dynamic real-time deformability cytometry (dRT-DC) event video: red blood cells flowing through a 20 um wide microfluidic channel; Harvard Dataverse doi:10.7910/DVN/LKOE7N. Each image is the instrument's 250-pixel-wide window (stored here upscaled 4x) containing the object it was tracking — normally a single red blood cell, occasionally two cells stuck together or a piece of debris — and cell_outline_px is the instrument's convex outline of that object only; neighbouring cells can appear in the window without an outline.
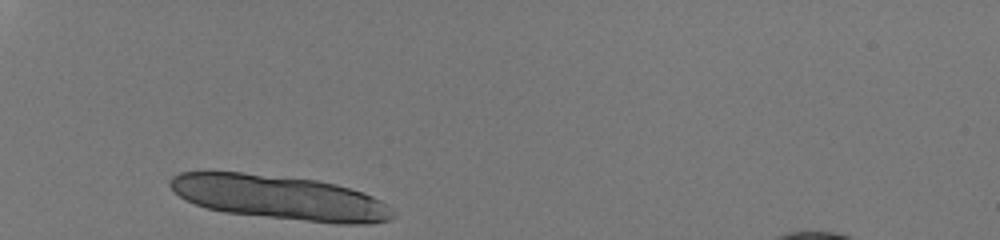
{"species": "human", "species_latin": "Homo sapiens", "temperature_condition": "room temperature", "stored_images_in_passage": 29, "camera_frame_rate_fps": 3000, "um_per_image_px": 0.085, "donor": {"sex": "male"}, "frame": {"image": 1, "passage_image": 1, "time_ms": 0.0, "image_size_px": [1000, 240], "cell_outline_px": [[396, 216], [388, 220], [372, 224], [336, 224], [224, 212], [208, 208], [184, 200], [172, 192], [168, 184], [172, 176], [180, 172], [240, 172], [316, 180], [336, 184], [372, 196], [388, 204]], "centroid_in_image_um": [23.77, 16.8], "position_along_channel_um": 61.2, "area_um2": 57.57}}
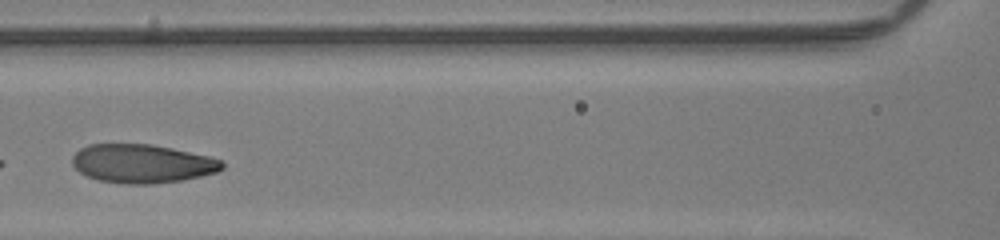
{"frame": {"image": 2, "passage_image": 11, "time_ms": 3.333, "image_size_px": [1000, 240], "cell_outline_px": [[224, 168], [216, 172], [184, 180], [156, 184], [124, 184], [96, 180], [80, 172], [72, 164], [72, 156], [80, 148], [88, 144], [152, 144], [172, 148], [208, 156], [224, 160]], "centroid_in_image_um": [12.09, 13.91], "position_along_channel_um": 154.5, "area_um2": 34.04}}
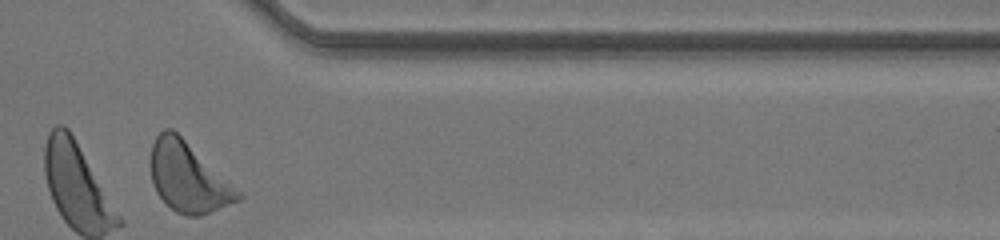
{"frame": {"image": 3, "passage_image": 29, "time_ms": 9.333, "image_size_px": [1000, 240], "cell_outline_px": [[244, 196], [240, 200], [200, 216], [184, 216], [176, 212], [156, 192], [152, 184], [152, 144], [156, 136], [164, 128], [172, 128], [240, 192]], "centroid_in_image_um": [15.98, 15.09], "position_along_channel_um": 395.4, "area_um2": 34.51}, "authors_computed_cell_mechanics": {"area_um2": 33.9286, "velocity_mm_per_s": 4.0634, "shape_relaxation_time_tau1_ms": 1.957, "shape_relaxation_time_tau2_ms": 1.652, "deformation_change_tau1": 0.1299, "deformation_change_tau2": 0.0777}}